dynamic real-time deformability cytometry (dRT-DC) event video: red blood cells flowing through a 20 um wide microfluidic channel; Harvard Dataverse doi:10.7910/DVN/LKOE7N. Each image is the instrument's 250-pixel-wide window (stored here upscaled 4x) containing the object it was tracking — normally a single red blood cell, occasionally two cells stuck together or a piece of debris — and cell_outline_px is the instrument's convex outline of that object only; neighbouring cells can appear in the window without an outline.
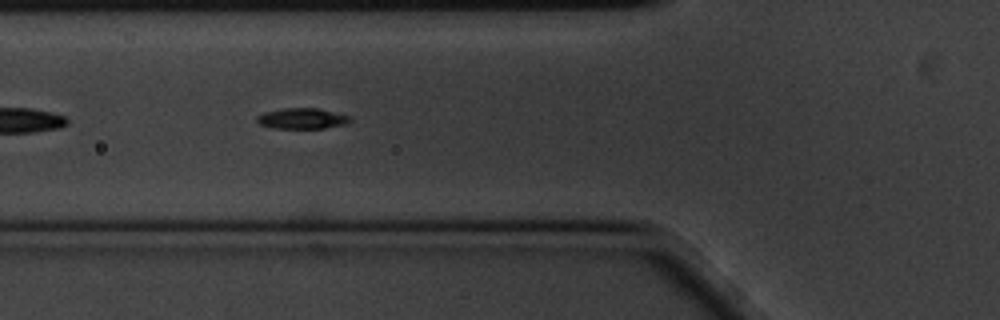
{"species": "common noctule bat (a hibernating species)", "species_latin": "Nyctalus noctula", "temperature_condition": "cold", "stored_images_in_passage": 41, "camera_frame_rate_fps": 3000, "um_per_image_px": 0.085, "animal": {"sex": "male", "body_mass_g": 20.1, "forearm_length_mm": 53.5}, "frame": {"image": 1, "passage_image": 7, "time_ms": 2.0, "image_size_px": [1000, 320], "cell_outline_px": [[352, 120], [348, 124], [324, 128], [272, 128], [260, 124], [256, 120], [256, 116], [264, 112], [284, 108], [320, 108], [352, 116]], "centroid_in_image_um": [25.73, 10.07], "position_along_channel_um": 100.1, "area_um2": 11.44}}